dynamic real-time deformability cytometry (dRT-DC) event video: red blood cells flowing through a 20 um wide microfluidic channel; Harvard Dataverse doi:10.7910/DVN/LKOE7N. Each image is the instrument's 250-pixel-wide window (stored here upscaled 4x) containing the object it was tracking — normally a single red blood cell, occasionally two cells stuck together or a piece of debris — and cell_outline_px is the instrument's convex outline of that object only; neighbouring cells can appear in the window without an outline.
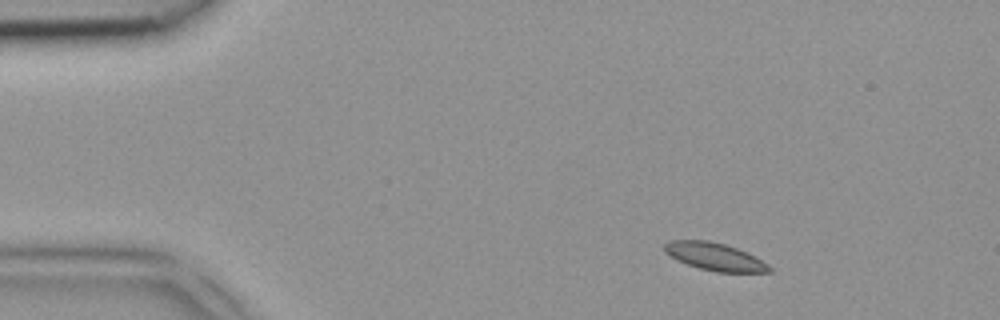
{"species": "common noctule bat (a hibernating species)", "species_latin": "Nyctalus noctula", "temperature_condition": "room temperature", "stored_images_in_passage": 3, "camera_frame_rate_fps": 3000, "um_per_image_px": 0.085, "animal": {"sex": "female", "body_mass_g": 18.4}, "frame": {"image": 1, "passage_image": 1, "time_ms": 0.0, "image_size_px": [1000, 320], "cell_outline_px": [[772, 272], [716, 272], [700, 268], [676, 260], [664, 252], [664, 244], [668, 240], [708, 240], [724, 244], [736, 248], [756, 256], [768, 264], [772, 268]], "centroid_in_image_um": [60.75, 21.81], "position_along_channel_um": 24.2, "area_um2": 16.94}}